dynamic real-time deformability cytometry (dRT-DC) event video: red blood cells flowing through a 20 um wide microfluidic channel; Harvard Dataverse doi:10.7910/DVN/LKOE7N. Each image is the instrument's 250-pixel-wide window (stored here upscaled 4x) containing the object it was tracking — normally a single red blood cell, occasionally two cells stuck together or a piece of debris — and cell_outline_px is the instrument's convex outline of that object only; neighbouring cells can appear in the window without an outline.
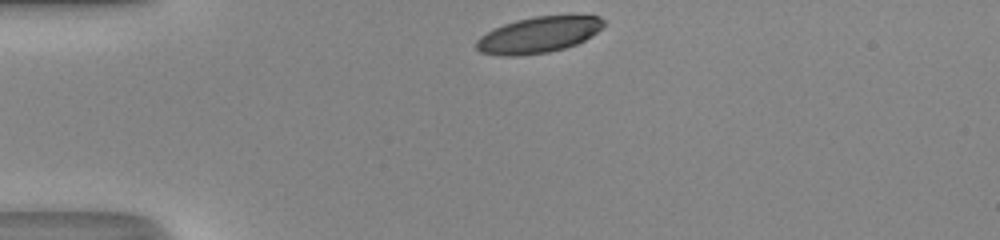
{"species": "human", "species_latin": "Homo sapiens", "temperature_condition": "room temperature", "stored_images_in_passage": 29, "camera_frame_rate_fps": 3000, "um_per_image_px": 0.085, "donor": {"sex": "male"}, "frame": {"image": 1, "passage_image": 1, "time_ms": 0.0, "image_size_px": [1000, 240], "cell_outline_px": [[604, 24], [592, 36], [576, 44], [564, 48], [548, 52], [516, 56], [500, 56], [480, 52], [476, 48], [476, 40], [480, 36], [504, 24], [516, 20], [536, 16], [600, 16], [604, 20]], "centroid_in_image_um": [45.75, 2.97], "position_along_channel_um": 39.3, "area_um2": 26.47}}
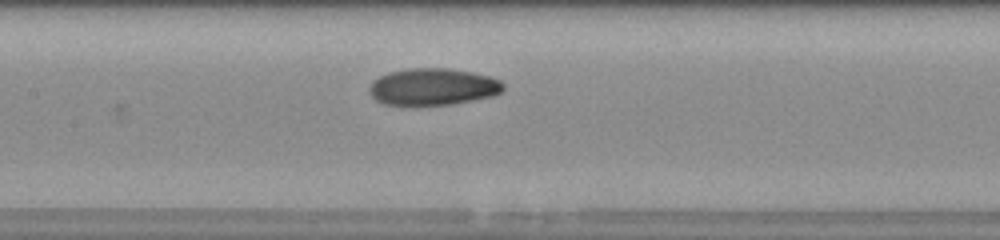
{"frame": {"image": 2, "passage_image": 13, "time_ms": 4.0, "image_size_px": [1000, 240], "cell_outline_px": [[504, 88], [500, 92], [492, 96], [452, 104], [416, 108], [380, 104], [372, 96], [368, 88], [372, 80], [388, 72], [408, 68], [448, 68], [472, 72], [488, 76], [500, 80], [504, 84]], "centroid_in_image_um": [36.72, 7.41], "position_along_channel_um": 170.7, "area_um2": 29.71}}
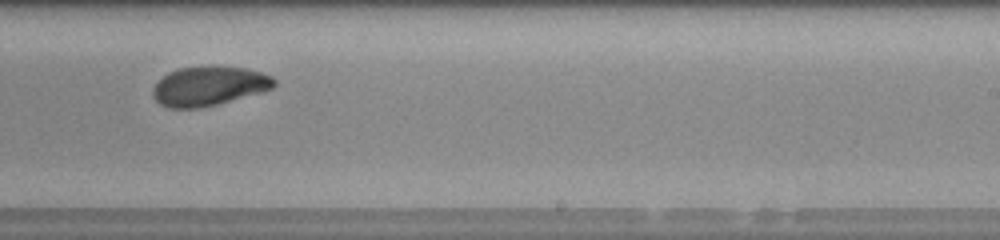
{"frame": {"image": 3, "passage_image": 20, "time_ms": 6.333, "image_size_px": [1000, 240], "cell_outline_px": [[276, 84], [272, 88], [264, 92], [200, 108], [168, 108], [160, 104], [152, 96], [152, 88], [168, 72], [180, 68], [244, 68], [260, 72], [272, 76], [276, 80]], "centroid_in_image_um": [17.76, 7.35], "position_along_channel_um": 271.2, "area_um2": 27.28}, "authors_computed_cell_mechanics": {"area_um2": 28.3798, "velocity_mm_per_s": 4.3269, "shape_relaxation_time_tau1_ms": 3.5402, "shape_relaxation_time_tau2_ms": 1.85, "deformation_change_tau1": 0.1444, "deformation_change_tau2": 0.0585}}